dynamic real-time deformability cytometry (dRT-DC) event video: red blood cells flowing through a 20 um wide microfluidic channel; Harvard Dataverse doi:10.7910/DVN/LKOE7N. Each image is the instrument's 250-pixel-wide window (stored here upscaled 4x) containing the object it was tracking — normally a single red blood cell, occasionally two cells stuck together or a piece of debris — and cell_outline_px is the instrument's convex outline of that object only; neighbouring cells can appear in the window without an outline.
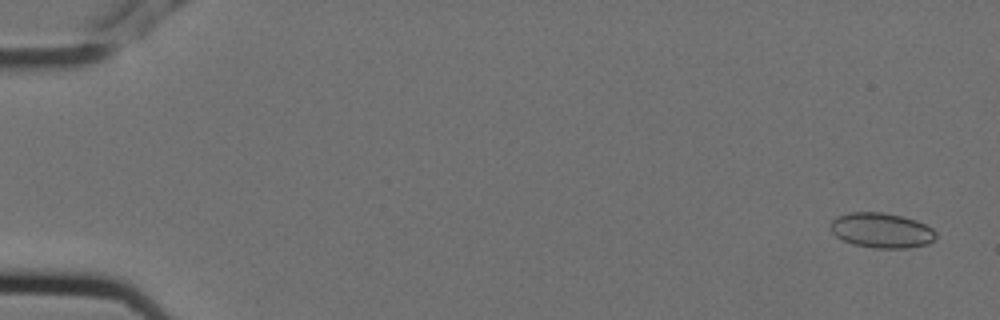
{"species": "Egyptian fruit bat (a non-hibernating species)", "species_latin": "Rousettus aegyptiacus", "temperature_condition": "cold", "stored_images_in_passage": 6, "camera_frame_rate_fps": 3000, "um_per_image_px": 0.085, "animal": {"sex": "female"}, "frame": {"image": 1, "passage_image": 1, "time_ms": 0.0, "image_size_px": [1000, 320], "cell_outline_px": [[936, 236], [928, 244], [908, 248], [872, 248], [852, 244], [836, 236], [832, 232], [832, 220], [836, 216], [848, 212], [880, 212], [900, 216], [916, 220], [932, 228], [936, 232]], "centroid_in_image_um": [74.93, 19.58], "position_along_channel_um": 10.1, "area_um2": 21.44}}
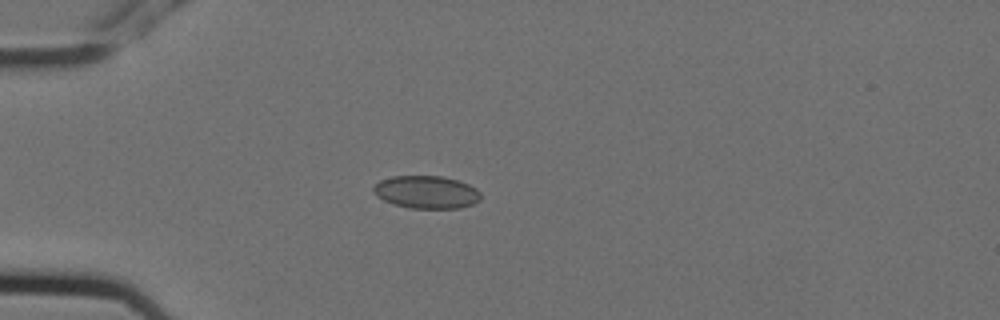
{"frame": {"image": 2, "passage_image": 4, "time_ms": 1.0, "image_size_px": [1000, 320], "cell_outline_px": [[480, 200], [472, 204], [460, 208], [408, 208], [392, 204], [376, 196], [372, 192], [372, 188], [380, 180], [392, 176], [440, 176], [456, 180], [468, 184], [476, 188], [480, 192]], "centroid_in_image_um": [36.21, 16.33], "position_along_channel_um": 48.8, "area_um2": 20.52}}
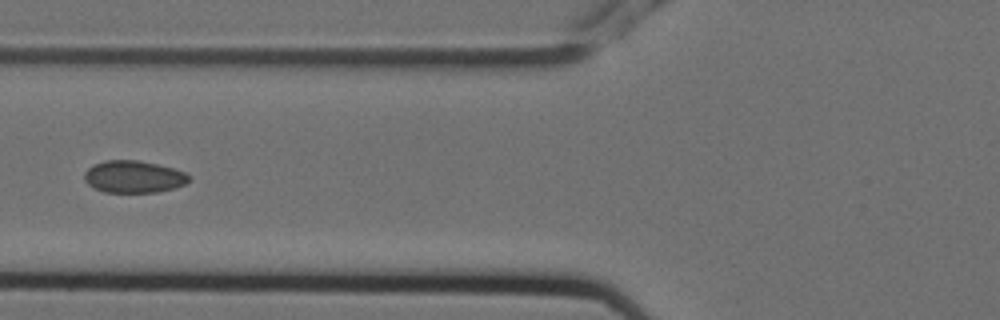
{"frame": {"image": 3, "passage_image": 6, "time_ms": 1.667, "image_size_px": [1000, 320], "cell_outline_px": [[188, 180], [184, 184], [172, 188], [156, 192], [104, 192], [92, 188], [84, 180], [84, 172], [92, 164], [104, 160], [136, 160], [156, 164], [172, 168], [184, 172], [188, 176]], "centroid_in_image_um": [11.27, 15.02], "position_along_channel_um": 114.5, "area_um2": 19.48}}